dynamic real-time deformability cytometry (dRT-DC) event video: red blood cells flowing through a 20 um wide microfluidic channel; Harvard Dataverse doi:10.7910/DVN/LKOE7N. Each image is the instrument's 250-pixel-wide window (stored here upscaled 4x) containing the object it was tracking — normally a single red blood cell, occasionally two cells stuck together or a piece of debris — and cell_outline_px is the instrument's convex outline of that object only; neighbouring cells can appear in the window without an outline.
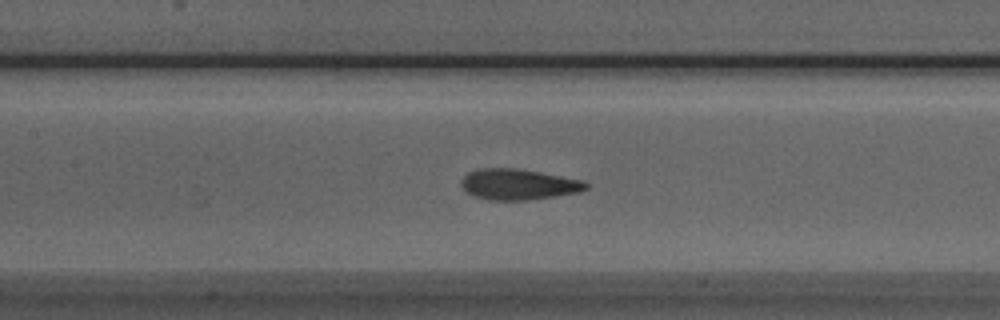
{"species": "Egyptian fruit bat (a non-hibernating species)", "species_latin": "Rousettus aegyptiacus", "temperature_condition": "room temperature", "stored_images_in_passage": 24, "camera_frame_rate_fps": 3000, "um_per_image_px": 0.085, "animal": {"sex": "male"}, "frame": {"image": 1, "passage_image": 13, "time_ms": 4.0, "image_size_px": [1000, 320], "cell_outline_px": [[588, 188], [580, 192], [528, 200], [488, 200], [476, 196], [468, 192], [460, 184], [460, 180], [468, 172], [476, 168], [516, 168], [580, 180], [588, 184]], "centroid_in_image_um": [44.02, 15.67], "position_along_channel_um": 163.4, "area_um2": 22.14}}
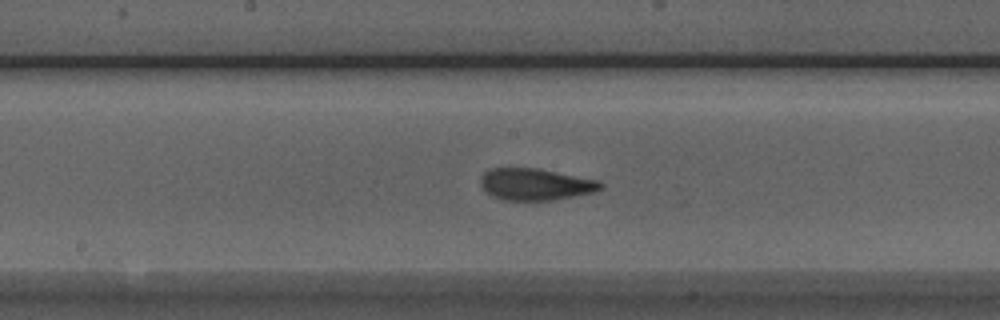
{"frame": {"image": 2, "passage_image": 16, "time_ms": 5.0, "image_size_px": [1000, 320], "cell_outline_px": [[604, 188], [596, 192], [552, 200], [500, 200], [484, 192], [480, 184], [480, 176], [484, 172], [492, 168], [536, 168], [600, 180], [604, 184]], "centroid_in_image_um": [45.51, 15.67], "position_along_channel_um": 202.7, "area_um2": 22.54}}
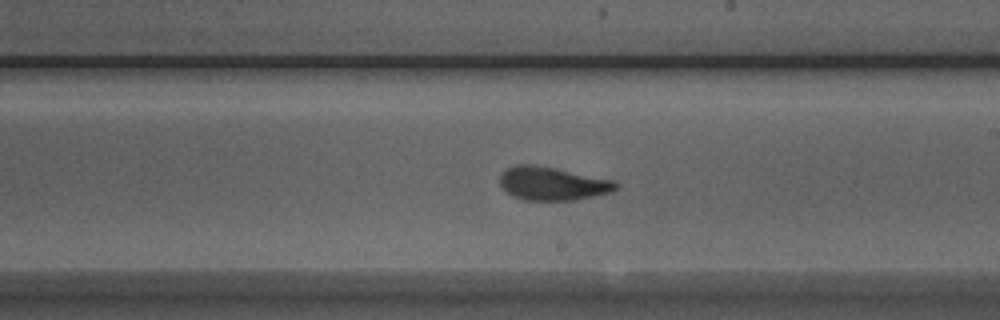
{"frame": {"image": 3, "passage_image": 19, "time_ms": 6.0, "image_size_px": [1000, 320], "cell_outline_px": [[620, 184], [612, 192], [576, 200], [524, 200], [512, 196], [500, 184], [500, 176], [508, 168], [516, 164], [532, 164], [556, 168], [616, 180]], "centroid_in_image_um": [47.01, 15.6], "position_along_channel_um": 242.0, "area_um2": 22.66}}